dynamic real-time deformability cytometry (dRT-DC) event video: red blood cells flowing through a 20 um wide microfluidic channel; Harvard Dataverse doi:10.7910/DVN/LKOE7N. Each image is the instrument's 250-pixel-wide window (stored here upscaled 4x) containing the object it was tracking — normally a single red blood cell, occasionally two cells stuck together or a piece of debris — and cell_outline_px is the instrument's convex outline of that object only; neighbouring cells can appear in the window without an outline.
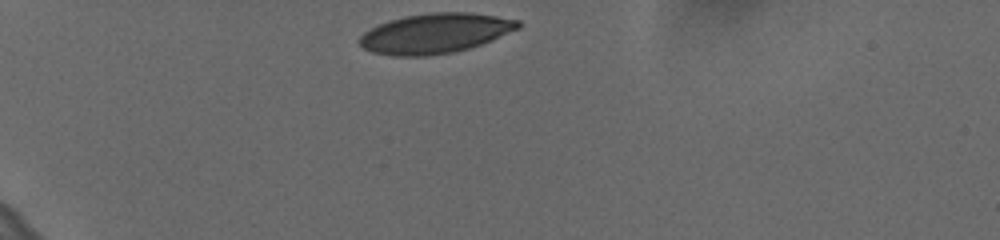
{"species": "human", "species_latin": "Homo sapiens", "temperature_condition": "cold", "stored_images_in_passage": 34, "camera_frame_rate_fps": 3000, "um_per_image_px": 0.085, "donor": {"sex": "female"}, "frame": {"image": 1, "passage_image": 1, "time_ms": 0.0, "image_size_px": [1000, 240], "cell_outline_px": [[520, 28], [492, 40], [456, 52], [428, 56], [392, 56], [372, 52], [364, 48], [356, 40], [364, 32], [388, 20], [404, 16], [432, 12], [472, 12], [520, 20]], "centroid_in_image_um": [36.98, 2.83], "position_along_channel_um": 48.0, "area_um2": 37.05}}
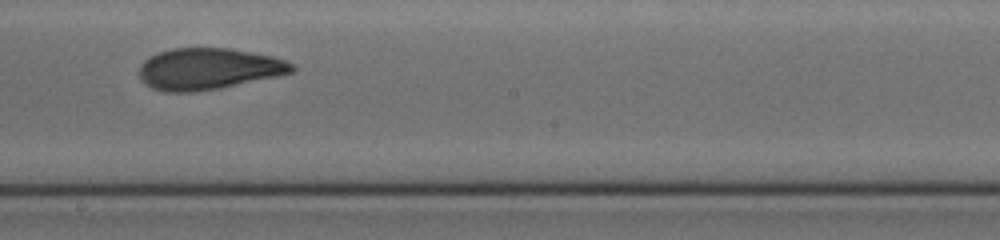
{"frame": {"image": 2, "passage_image": 20, "time_ms": 6.333, "image_size_px": [1000, 240], "cell_outline_px": [[296, 68], [292, 72], [276, 76], [220, 88], [192, 92], [164, 92], [152, 88], [144, 84], [140, 80], [140, 64], [148, 56], [156, 52], [172, 48], [228, 48], [272, 56], [296, 64]], "centroid_in_image_um": [17.67, 5.85], "position_along_channel_um": 230.5, "area_um2": 36.99}}
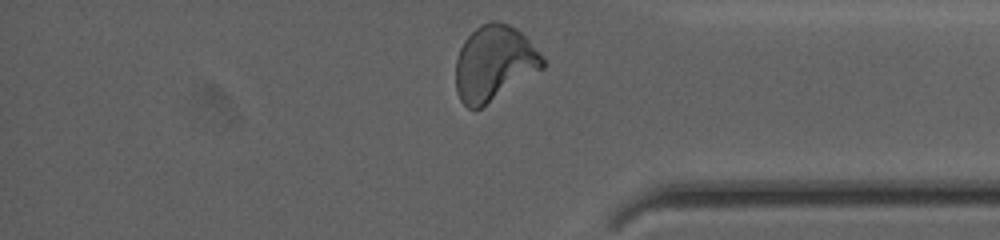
{"frame": {"image": 3, "passage_image": 34, "time_ms": 11.0, "image_size_px": [1000, 240], "cell_outline_px": [[544, 68], [480, 108], [468, 108], [460, 100], [456, 92], [456, 60], [460, 48], [464, 40], [480, 24], [492, 20], [496, 20], [508, 24], [516, 28], [528, 40], [544, 60]], "centroid_in_image_um": [41.97, 5.36], "position_along_channel_um": 393.2, "area_um2": 37.69}, "authors_computed_cell_mechanics": {"area_um2": 37.4833, "velocity_mm_per_s": 3.6186, "shape_relaxation_time_tau1_ms": 10.545, "shape_relaxation_time_tau2_ms": 1.5793, "deformation_change_tau1": 0.24, "deformation_change_tau2": 0.0697}}